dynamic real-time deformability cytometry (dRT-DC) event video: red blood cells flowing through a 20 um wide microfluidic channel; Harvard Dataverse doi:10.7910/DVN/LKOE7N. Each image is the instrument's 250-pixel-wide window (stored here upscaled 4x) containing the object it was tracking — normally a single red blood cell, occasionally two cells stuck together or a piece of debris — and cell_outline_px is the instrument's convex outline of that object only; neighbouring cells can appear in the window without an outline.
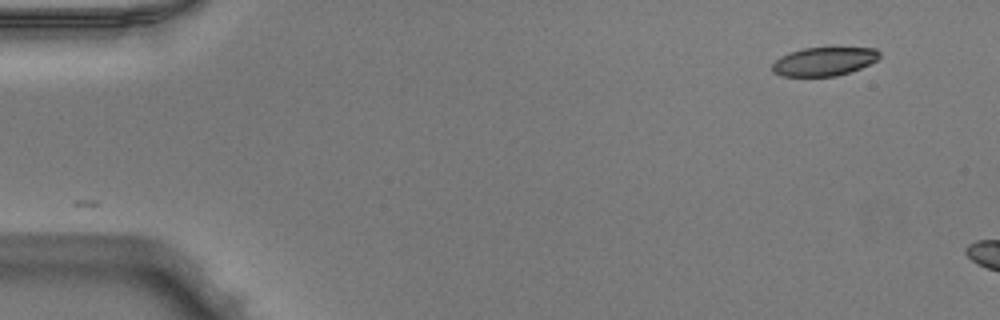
{"species": "Egyptian fruit bat (a non-hibernating species)", "species_latin": "Rousettus aegyptiacus", "temperature_condition": "warm", "stored_images_in_passage": 6, "camera_frame_rate_fps": 3000, "um_per_image_px": 0.085, "animal": {"sex": "male"}, "frame": {"image": 1, "passage_image": 1, "time_ms": 0.0, "image_size_px": [1000, 320], "cell_outline_px": [[880, 56], [876, 60], [860, 68], [836, 76], [780, 76], [772, 72], [772, 64], [780, 56], [788, 52], [804, 48], [832, 44], [876, 48], [880, 52]], "centroid_in_image_um": [70.06, 5.15], "position_along_channel_um": 14.9, "area_um2": 18.84}}